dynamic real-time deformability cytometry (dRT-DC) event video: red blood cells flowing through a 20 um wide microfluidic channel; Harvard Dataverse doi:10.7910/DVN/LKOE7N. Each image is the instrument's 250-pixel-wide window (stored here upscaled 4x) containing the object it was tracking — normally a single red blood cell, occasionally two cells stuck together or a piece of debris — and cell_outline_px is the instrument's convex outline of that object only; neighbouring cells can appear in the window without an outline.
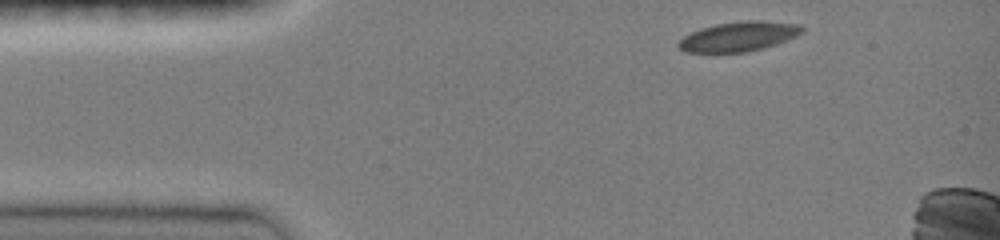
{"species": "common noctule bat (a hibernating species)", "species_latin": "Nyctalus noctula", "temperature_condition": "room temperature", "stored_images_in_passage": 5, "camera_frame_rate_fps": 3000, "um_per_image_px": 0.085, "animal": {"sex": "female", "body_mass_g": 19.0, "forearm_length_mm": 51.5}, "frame": {"image": 1, "passage_image": 1, "time_ms": 0.0, "image_size_px": [1000, 240], "cell_outline_px": [[808, 28], [804, 32], [796, 36], [776, 44], [764, 48], [748, 52], [684, 52], [676, 44], [684, 36], [700, 28], [716, 24], [744, 20], [760, 20], [800, 24]], "centroid_in_image_um": [62.84, 3.09], "position_along_channel_um": 22.2, "area_um2": 21.56}}